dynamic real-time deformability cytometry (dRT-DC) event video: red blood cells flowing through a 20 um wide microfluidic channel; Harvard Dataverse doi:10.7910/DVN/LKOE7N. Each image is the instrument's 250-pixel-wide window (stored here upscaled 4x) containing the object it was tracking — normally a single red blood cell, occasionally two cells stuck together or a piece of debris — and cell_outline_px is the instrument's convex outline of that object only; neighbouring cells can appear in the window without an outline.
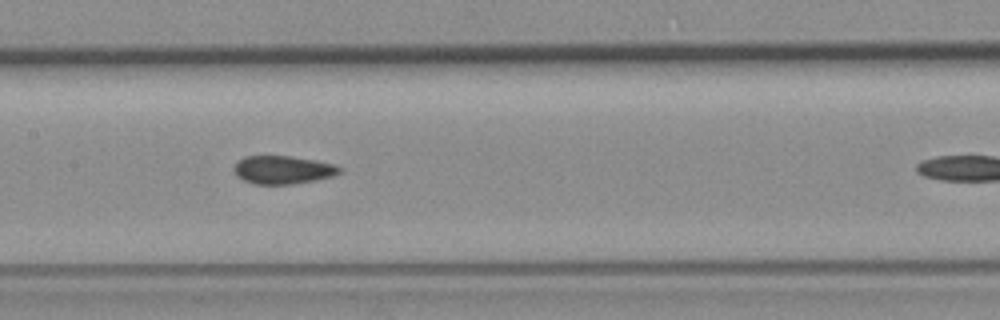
{"species": "common noctule bat (a hibernating species)", "species_latin": "Nyctalus noctula", "temperature_condition": "room temperature", "stored_images_in_passage": 8, "segment_of_instrument_passage": [1, 2], "camera_frame_rate_fps": 3000, "um_per_image_px": 0.085, "animal": {"sex": "female", "body_mass_g": 19.3, "forearm_length_mm": 54.1}, "frame": {"image": 1, "passage_image": 6, "time_ms": 6.0, "image_size_px": [1000, 320], "cell_outline_px": [[344, 172], [336, 176], [316, 180], [292, 184], [252, 184], [236, 176], [232, 168], [244, 156], [288, 156], [316, 160], [336, 164], [344, 168]], "centroid_in_image_um": [24.12, 14.44], "position_along_channel_um": 183.3, "area_um2": 17.69}}
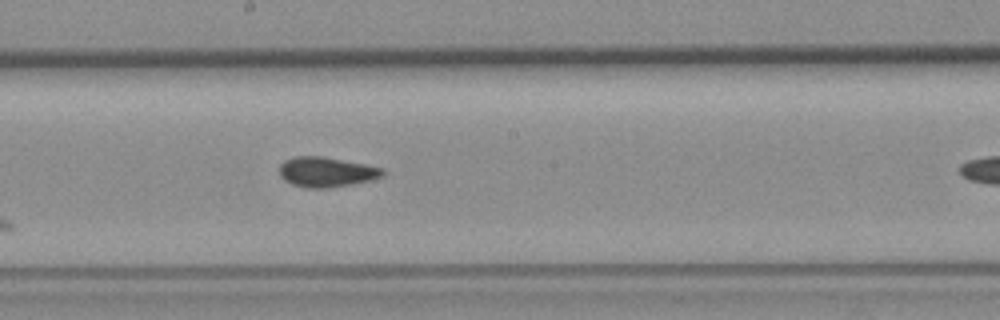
{"frame": {"image": 2, "passage_image": 7, "time_ms": 7.0, "image_size_px": [1000, 320], "cell_outline_px": [[384, 176], [376, 180], [328, 188], [308, 188], [292, 184], [284, 180], [280, 176], [280, 164], [284, 160], [296, 156], [320, 156], [364, 164], [384, 168]], "centroid_in_image_um": [27.77, 14.63], "position_along_channel_um": 220.4, "area_um2": 18.15}}